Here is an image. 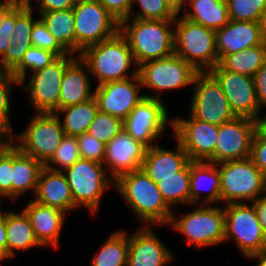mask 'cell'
<instances>
[{
	"instance_id": "ab89813d",
	"label": "cell",
	"mask_w": 266,
	"mask_h": 266,
	"mask_svg": "<svg viewBox=\"0 0 266 266\" xmlns=\"http://www.w3.org/2000/svg\"><path fill=\"white\" fill-rule=\"evenodd\" d=\"M132 3H138L140 10L129 18L175 20L177 15L164 0H133Z\"/></svg>"
},
{
	"instance_id": "9c48e42d",
	"label": "cell",
	"mask_w": 266,
	"mask_h": 266,
	"mask_svg": "<svg viewBox=\"0 0 266 266\" xmlns=\"http://www.w3.org/2000/svg\"><path fill=\"white\" fill-rule=\"evenodd\" d=\"M225 238L232 239L244 257L266 247V235L251 203L225 204Z\"/></svg>"
},
{
	"instance_id": "94428289",
	"label": "cell",
	"mask_w": 266,
	"mask_h": 266,
	"mask_svg": "<svg viewBox=\"0 0 266 266\" xmlns=\"http://www.w3.org/2000/svg\"><path fill=\"white\" fill-rule=\"evenodd\" d=\"M263 31H264V39H266V16H265V20L263 23Z\"/></svg>"
},
{
	"instance_id": "60d3db41",
	"label": "cell",
	"mask_w": 266,
	"mask_h": 266,
	"mask_svg": "<svg viewBox=\"0 0 266 266\" xmlns=\"http://www.w3.org/2000/svg\"><path fill=\"white\" fill-rule=\"evenodd\" d=\"M31 0L21 1L15 6V26L11 37L17 40H31L34 22Z\"/></svg>"
},
{
	"instance_id": "83f0119b",
	"label": "cell",
	"mask_w": 266,
	"mask_h": 266,
	"mask_svg": "<svg viewBox=\"0 0 266 266\" xmlns=\"http://www.w3.org/2000/svg\"><path fill=\"white\" fill-rule=\"evenodd\" d=\"M7 258L14 257L17 250L28 251L35 246H42L35 236L26 213L6 212Z\"/></svg>"
},
{
	"instance_id": "5bb4252c",
	"label": "cell",
	"mask_w": 266,
	"mask_h": 266,
	"mask_svg": "<svg viewBox=\"0 0 266 266\" xmlns=\"http://www.w3.org/2000/svg\"><path fill=\"white\" fill-rule=\"evenodd\" d=\"M167 112L161 99L144 97L123 120V130L147 148L157 145L153 142L162 137L168 123L172 128Z\"/></svg>"
},
{
	"instance_id": "836d02e7",
	"label": "cell",
	"mask_w": 266,
	"mask_h": 266,
	"mask_svg": "<svg viewBox=\"0 0 266 266\" xmlns=\"http://www.w3.org/2000/svg\"><path fill=\"white\" fill-rule=\"evenodd\" d=\"M190 171L191 161L174 176L161 179V182L157 183L163 199L170 207L174 204L190 203Z\"/></svg>"
},
{
	"instance_id": "5b68a950",
	"label": "cell",
	"mask_w": 266,
	"mask_h": 266,
	"mask_svg": "<svg viewBox=\"0 0 266 266\" xmlns=\"http://www.w3.org/2000/svg\"><path fill=\"white\" fill-rule=\"evenodd\" d=\"M223 204L253 202L266 192V176L250 159L218 164Z\"/></svg>"
},
{
	"instance_id": "74e56055",
	"label": "cell",
	"mask_w": 266,
	"mask_h": 266,
	"mask_svg": "<svg viewBox=\"0 0 266 266\" xmlns=\"http://www.w3.org/2000/svg\"><path fill=\"white\" fill-rule=\"evenodd\" d=\"M122 130V119L98 110L87 133L106 145Z\"/></svg>"
},
{
	"instance_id": "d4e9b609",
	"label": "cell",
	"mask_w": 266,
	"mask_h": 266,
	"mask_svg": "<svg viewBox=\"0 0 266 266\" xmlns=\"http://www.w3.org/2000/svg\"><path fill=\"white\" fill-rule=\"evenodd\" d=\"M87 64L76 55L67 66L61 81L59 109L83 103L94 97L87 74Z\"/></svg>"
},
{
	"instance_id": "4316f807",
	"label": "cell",
	"mask_w": 266,
	"mask_h": 266,
	"mask_svg": "<svg viewBox=\"0 0 266 266\" xmlns=\"http://www.w3.org/2000/svg\"><path fill=\"white\" fill-rule=\"evenodd\" d=\"M16 136L12 134L13 142V171H12V200H16L27 190H32L33 195L37 189L40 173L45 165L34 159L32 156L24 154L15 145Z\"/></svg>"
},
{
	"instance_id": "c3c4849f",
	"label": "cell",
	"mask_w": 266,
	"mask_h": 266,
	"mask_svg": "<svg viewBox=\"0 0 266 266\" xmlns=\"http://www.w3.org/2000/svg\"><path fill=\"white\" fill-rule=\"evenodd\" d=\"M15 26V7L5 16L0 25V59L4 56Z\"/></svg>"
},
{
	"instance_id": "cb8c5ba5",
	"label": "cell",
	"mask_w": 266,
	"mask_h": 266,
	"mask_svg": "<svg viewBox=\"0 0 266 266\" xmlns=\"http://www.w3.org/2000/svg\"><path fill=\"white\" fill-rule=\"evenodd\" d=\"M176 142L175 150L164 149L158 144L147 148L141 170L154 183L174 176L190 161L182 145Z\"/></svg>"
},
{
	"instance_id": "8d00e7d4",
	"label": "cell",
	"mask_w": 266,
	"mask_h": 266,
	"mask_svg": "<svg viewBox=\"0 0 266 266\" xmlns=\"http://www.w3.org/2000/svg\"><path fill=\"white\" fill-rule=\"evenodd\" d=\"M80 158L81 155L77 138L65 135L61 140L60 146L53 157L45 164V167L53 171L63 172L65 169L75 164Z\"/></svg>"
},
{
	"instance_id": "6da1fadb",
	"label": "cell",
	"mask_w": 266,
	"mask_h": 266,
	"mask_svg": "<svg viewBox=\"0 0 266 266\" xmlns=\"http://www.w3.org/2000/svg\"><path fill=\"white\" fill-rule=\"evenodd\" d=\"M114 187L144 226L169 224L172 208L163 199L157 184L141 169L119 176Z\"/></svg>"
},
{
	"instance_id": "8992f818",
	"label": "cell",
	"mask_w": 266,
	"mask_h": 266,
	"mask_svg": "<svg viewBox=\"0 0 266 266\" xmlns=\"http://www.w3.org/2000/svg\"><path fill=\"white\" fill-rule=\"evenodd\" d=\"M197 209L176 220L173 213L168 225L187 237L188 244L195 248L218 245L225 238L224 206L202 204Z\"/></svg>"
},
{
	"instance_id": "d6986e66",
	"label": "cell",
	"mask_w": 266,
	"mask_h": 266,
	"mask_svg": "<svg viewBox=\"0 0 266 266\" xmlns=\"http://www.w3.org/2000/svg\"><path fill=\"white\" fill-rule=\"evenodd\" d=\"M147 147L134 140L122 130L106 144L103 164L110 170V177L115 181L119 176L141 169Z\"/></svg>"
},
{
	"instance_id": "30bf717a",
	"label": "cell",
	"mask_w": 266,
	"mask_h": 266,
	"mask_svg": "<svg viewBox=\"0 0 266 266\" xmlns=\"http://www.w3.org/2000/svg\"><path fill=\"white\" fill-rule=\"evenodd\" d=\"M75 55L87 47L114 36L120 23L97 0L82 2L73 7Z\"/></svg>"
},
{
	"instance_id": "bcb514c9",
	"label": "cell",
	"mask_w": 266,
	"mask_h": 266,
	"mask_svg": "<svg viewBox=\"0 0 266 266\" xmlns=\"http://www.w3.org/2000/svg\"><path fill=\"white\" fill-rule=\"evenodd\" d=\"M104 8L119 22L133 15V0H98Z\"/></svg>"
},
{
	"instance_id": "ee69618b",
	"label": "cell",
	"mask_w": 266,
	"mask_h": 266,
	"mask_svg": "<svg viewBox=\"0 0 266 266\" xmlns=\"http://www.w3.org/2000/svg\"><path fill=\"white\" fill-rule=\"evenodd\" d=\"M76 138L82 159L103 164L106 151V145L103 142L96 140L87 132L76 136Z\"/></svg>"
},
{
	"instance_id": "91938a15",
	"label": "cell",
	"mask_w": 266,
	"mask_h": 266,
	"mask_svg": "<svg viewBox=\"0 0 266 266\" xmlns=\"http://www.w3.org/2000/svg\"><path fill=\"white\" fill-rule=\"evenodd\" d=\"M5 259L8 258L5 256L4 252L0 249V262L4 261Z\"/></svg>"
},
{
	"instance_id": "7c38bea8",
	"label": "cell",
	"mask_w": 266,
	"mask_h": 266,
	"mask_svg": "<svg viewBox=\"0 0 266 266\" xmlns=\"http://www.w3.org/2000/svg\"><path fill=\"white\" fill-rule=\"evenodd\" d=\"M192 85V117L218 126L236 117L220 83L209 71L198 72Z\"/></svg>"
},
{
	"instance_id": "4dcf8cb0",
	"label": "cell",
	"mask_w": 266,
	"mask_h": 266,
	"mask_svg": "<svg viewBox=\"0 0 266 266\" xmlns=\"http://www.w3.org/2000/svg\"><path fill=\"white\" fill-rule=\"evenodd\" d=\"M57 42L69 53L75 54L73 8L43 12L39 17Z\"/></svg>"
},
{
	"instance_id": "6125c7cd",
	"label": "cell",
	"mask_w": 266,
	"mask_h": 266,
	"mask_svg": "<svg viewBox=\"0 0 266 266\" xmlns=\"http://www.w3.org/2000/svg\"><path fill=\"white\" fill-rule=\"evenodd\" d=\"M76 4L82 3V2H91V1H97V0H74Z\"/></svg>"
},
{
	"instance_id": "816d5d0a",
	"label": "cell",
	"mask_w": 266,
	"mask_h": 266,
	"mask_svg": "<svg viewBox=\"0 0 266 266\" xmlns=\"http://www.w3.org/2000/svg\"><path fill=\"white\" fill-rule=\"evenodd\" d=\"M261 227L266 235V192L252 202Z\"/></svg>"
},
{
	"instance_id": "f35d334b",
	"label": "cell",
	"mask_w": 266,
	"mask_h": 266,
	"mask_svg": "<svg viewBox=\"0 0 266 266\" xmlns=\"http://www.w3.org/2000/svg\"><path fill=\"white\" fill-rule=\"evenodd\" d=\"M19 85L20 81L15 79L10 71L0 69V129L13 134L10 122V109H11V85Z\"/></svg>"
},
{
	"instance_id": "6f0895ef",
	"label": "cell",
	"mask_w": 266,
	"mask_h": 266,
	"mask_svg": "<svg viewBox=\"0 0 266 266\" xmlns=\"http://www.w3.org/2000/svg\"><path fill=\"white\" fill-rule=\"evenodd\" d=\"M247 258L258 261L256 266H266V247L260 252L251 254Z\"/></svg>"
},
{
	"instance_id": "3957f363",
	"label": "cell",
	"mask_w": 266,
	"mask_h": 266,
	"mask_svg": "<svg viewBox=\"0 0 266 266\" xmlns=\"http://www.w3.org/2000/svg\"><path fill=\"white\" fill-rule=\"evenodd\" d=\"M79 56L87 64L89 73L97 79V86L138 76V66L129 43L120 31L109 39L85 48ZM133 65L134 71L129 75L128 71Z\"/></svg>"
},
{
	"instance_id": "e0dca14e",
	"label": "cell",
	"mask_w": 266,
	"mask_h": 266,
	"mask_svg": "<svg viewBox=\"0 0 266 266\" xmlns=\"http://www.w3.org/2000/svg\"><path fill=\"white\" fill-rule=\"evenodd\" d=\"M255 134L254 119L235 117L219 126L214 150V163L250 158Z\"/></svg>"
},
{
	"instance_id": "681fc988",
	"label": "cell",
	"mask_w": 266,
	"mask_h": 266,
	"mask_svg": "<svg viewBox=\"0 0 266 266\" xmlns=\"http://www.w3.org/2000/svg\"><path fill=\"white\" fill-rule=\"evenodd\" d=\"M256 96L259 102V107H266V62L256 72L254 76Z\"/></svg>"
},
{
	"instance_id": "e7e4bbea",
	"label": "cell",
	"mask_w": 266,
	"mask_h": 266,
	"mask_svg": "<svg viewBox=\"0 0 266 266\" xmlns=\"http://www.w3.org/2000/svg\"><path fill=\"white\" fill-rule=\"evenodd\" d=\"M1 205V203H0ZM4 214V212H2V210L0 209V217Z\"/></svg>"
},
{
	"instance_id": "4fadbf2b",
	"label": "cell",
	"mask_w": 266,
	"mask_h": 266,
	"mask_svg": "<svg viewBox=\"0 0 266 266\" xmlns=\"http://www.w3.org/2000/svg\"><path fill=\"white\" fill-rule=\"evenodd\" d=\"M74 54L58 57L50 65L32 73L25 88L30 93L31 105L36 113H56L59 110L61 81Z\"/></svg>"
},
{
	"instance_id": "9a60e30c",
	"label": "cell",
	"mask_w": 266,
	"mask_h": 266,
	"mask_svg": "<svg viewBox=\"0 0 266 266\" xmlns=\"http://www.w3.org/2000/svg\"><path fill=\"white\" fill-rule=\"evenodd\" d=\"M172 120L173 134L189 160L214 163L219 126L200 121L191 115L188 119L175 117Z\"/></svg>"
},
{
	"instance_id": "7bdbcfd3",
	"label": "cell",
	"mask_w": 266,
	"mask_h": 266,
	"mask_svg": "<svg viewBox=\"0 0 266 266\" xmlns=\"http://www.w3.org/2000/svg\"><path fill=\"white\" fill-rule=\"evenodd\" d=\"M13 142L0 153V197L12 199Z\"/></svg>"
},
{
	"instance_id": "d590c367",
	"label": "cell",
	"mask_w": 266,
	"mask_h": 266,
	"mask_svg": "<svg viewBox=\"0 0 266 266\" xmlns=\"http://www.w3.org/2000/svg\"><path fill=\"white\" fill-rule=\"evenodd\" d=\"M228 14L232 21H252L264 23L266 0H226Z\"/></svg>"
},
{
	"instance_id": "7a4b0ae2",
	"label": "cell",
	"mask_w": 266,
	"mask_h": 266,
	"mask_svg": "<svg viewBox=\"0 0 266 266\" xmlns=\"http://www.w3.org/2000/svg\"><path fill=\"white\" fill-rule=\"evenodd\" d=\"M173 26L174 20L128 18L120 23L119 31L126 37L139 67L174 54Z\"/></svg>"
},
{
	"instance_id": "ffe728a7",
	"label": "cell",
	"mask_w": 266,
	"mask_h": 266,
	"mask_svg": "<svg viewBox=\"0 0 266 266\" xmlns=\"http://www.w3.org/2000/svg\"><path fill=\"white\" fill-rule=\"evenodd\" d=\"M174 255L161 242L150 226L129 233L127 266H166Z\"/></svg>"
},
{
	"instance_id": "484cf974",
	"label": "cell",
	"mask_w": 266,
	"mask_h": 266,
	"mask_svg": "<svg viewBox=\"0 0 266 266\" xmlns=\"http://www.w3.org/2000/svg\"><path fill=\"white\" fill-rule=\"evenodd\" d=\"M201 190L209 191L206 197L201 202ZM200 200V202H199ZM217 202L221 203L220 194V173L218 164L191 161L190 171V204H207L215 205Z\"/></svg>"
},
{
	"instance_id": "9f6ffc18",
	"label": "cell",
	"mask_w": 266,
	"mask_h": 266,
	"mask_svg": "<svg viewBox=\"0 0 266 266\" xmlns=\"http://www.w3.org/2000/svg\"><path fill=\"white\" fill-rule=\"evenodd\" d=\"M170 8L176 13L181 14L184 8H187L186 0H164ZM183 8V9H182Z\"/></svg>"
},
{
	"instance_id": "f5cc1de1",
	"label": "cell",
	"mask_w": 266,
	"mask_h": 266,
	"mask_svg": "<svg viewBox=\"0 0 266 266\" xmlns=\"http://www.w3.org/2000/svg\"><path fill=\"white\" fill-rule=\"evenodd\" d=\"M0 249L7 257L6 213L0 217Z\"/></svg>"
},
{
	"instance_id": "d6a6232c",
	"label": "cell",
	"mask_w": 266,
	"mask_h": 266,
	"mask_svg": "<svg viewBox=\"0 0 266 266\" xmlns=\"http://www.w3.org/2000/svg\"><path fill=\"white\" fill-rule=\"evenodd\" d=\"M128 251L127 231L114 232L92 258L91 266H127Z\"/></svg>"
},
{
	"instance_id": "f546056e",
	"label": "cell",
	"mask_w": 266,
	"mask_h": 266,
	"mask_svg": "<svg viewBox=\"0 0 266 266\" xmlns=\"http://www.w3.org/2000/svg\"><path fill=\"white\" fill-rule=\"evenodd\" d=\"M97 112L98 105L93 97L86 102L59 109L55 114L61 118V115L65 114L61 120L64 133L76 137L88 131Z\"/></svg>"
},
{
	"instance_id": "52a82bcc",
	"label": "cell",
	"mask_w": 266,
	"mask_h": 266,
	"mask_svg": "<svg viewBox=\"0 0 266 266\" xmlns=\"http://www.w3.org/2000/svg\"><path fill=\"white\" fill-rule=\"evenodd\" d=\"M103 165L80 158L63 171L71 188L74 204L78 208L86 207L93 214L99 209L105 191L110 185H114V180L107 176Z\"/></svg>"
},
{
	"instance_id": "b9f144b4",
	"label": "cell",
	"mask_w": 266,
	"mask_h": 266,
	"mask_svg": "<svg viewBox=\"0 0 266 266\" xmlns=\"http://www.w3.org/2000/svg\"><path fill=\"white\" fill-rule=\"evenodd\" d=\"M31 45L41 49H46L55 53L58 57L68 55L69 53L57 42L54 36L49 32L44 22L38 18L31 31Z\"/></svg>"
},
{
	"instance_id": "f907efd6",
	"label": "cell",
	"mask_w": 266,
	"mask_h": 266,
	"mask_svg": "<svg viewBox=\"0 0 266 266\" xmlns=\"http://www.w3.org/2000/svg\"><path fill=\"white\" fill-rule=\"evenodd\" d=\"M40 14L56 10L72 9L75 6L74 0H37Z\"/></svg>"
},
{
	"instance_id": "8fae6325",
	"label": "cell",
	"mask_w": 266,
	"mask_h": 266,
	"mask_svg": "<svg viewBox=\"0 0 266 266\" xmlns=\"http://www.w3.org/2000/svg\"><path fill=\"white\" fill-rule=\"evenodd\" d=\"M198 71L176 54L169 57L148 61L138 67L142 87L156 90L155 96L147 98L161 99L159 91L187 87L194 82Z\"/></svg>"
},
{
	"instance_id": "7402d4cb",
	"label": "cell",
	"mask_w": 266,
	"mask_h": 266,
	"mask_svg": "<svg viewBox=\"0 0 266 266\" xmlns=\"http://www.w3.org/2000/svg\"><path fill=\"white\" fill-rule=\"evenodd\" d=\"M34 201L38 204L60 209L67 213L78 208L74 204L71 188L61 171L44 167L40 173Z\"/></svg>"
},
{
	"instance_id": "db71d44e",
	"label": "cell",
	"mask_w": 266,
	"mask_h": 266,
	"mask_svg": "<svg viewBox=\"0 0 266 266\" xmlns=\"http://www.w3.org/2000/svg\"><path fill=\"white\" fill-rule=\"evenodd\" d=\"M19 3L17 0H0V25L5 16Z\"/></svg>"
},
{
	"instance_id": "7dc6e473",
	"label": "cell",
	"mask_w": 266,
	"mask_h": 266,
	"mask_svg": "<svg viewBox=\"0 0 266 266\" xmlns=\"http://www.w3.org/2000/svg\"><path fill=\"white\" fill-rule=\"evenodd\" d=\"M250 159L266 176V139L260 138L256 133L252 140Z\"/></svg>"
},
{
	"instance_id": "ba28073f",
	"label": "cell",
	"mask_w": 266,
	"mask_h": 266,
	"mask_svg": "<svg viewBox=\"0 0 266 266\" xmlns=\"http://www.w3.org/2000/svg\"><path fill=\"white\" fill-rule=\"evenodd\" d=\"M65 136L61 117L55 113H36L15 146L44 165L53 157Z\"/></svg>"
},
{
	"instance_id": "f1b7e54d",
	"label": "cell",
	"mask_w": 266,
	"mask_h": 266,
	"mask_svg": "<svg viewBox=\"0 0 266 266\" xmlns=\"http://www.w3.org/2000/svg\"><path fill=\"white\" fill-rule=\"evenodd\" d=\"M183 17L207 28L218 30L230 22L226 0H186Z\"/></svg>"
},
{
	"instance_id": "277c9868",
	"label": "cell",
	"mask_w": 266,
	"mask_h": 266,
	"mask_svg": "<svg viewBox=\"0 0 266 266\" xmlns=\"http://www.w3.org/2000/svg\"><path fill=\"white\" fill-rule=\"evenodd\" d=\"M178 17L174 20V54L198 72L210 71L219 64L215 30Z\"/></svg>"
},
{
	"instance_id": "680465c9",
	"label": "cell",
	"mask_w": 266,
	"mask_h": 266,
	"mask_svg": "<svg viewBox=\"0 0 266 266\" xmlns=\"http://www.w3.org/2000/svg\"><path fill=\"white\" fill-rule=\"evenodd\" d=\"M11 141H12V135L0 129V153Z\"/></svg>"
},
{
	"instance_id": "e575fe53",
	"label": "cell",
	"mask_w": 266,
	"mask_h": 266,
	"mask_svg": "<svg viewBox=\"0 0 266 266\" xmlns=\"http://www.w3.org/2000/svg\"><path fill=\"white\" fill-rule=\"evenodd\" d=\"M57 58L58 56L52 51L31 46L11 73L15 79L20 81L21 85H24L28 69H31L30 73L36 72L50 65Z\"/></svg>"
},
{
	"instance_id": "11a10c76",
	"label": "cell",
	"mask_w": 266,
	"mask_h": 266,
	"mask_svg": "<svg viewBox=\"0 0 266 266\" xmlns=\"http://www.w3.org/2000/svg\"><path fill=\"white\" fill-rule=\"evenodd\" d=\"M259 112L254 118L255 133L263 139H266V116L263 118L259 117Z\"/></svg>"
},
{
	"instance_id": "2e32d148",
	"label": "cell",
	"mask_w": 266,
	"mask_h": 266,
	"mask_svg": "<svg viewBox=\"0 0 266 266\" xmlns=\"http://www.w3.org/2000/svg\"><path fill=\"white\" fill-rule=\"evenodd\" d=\"M209 72L220 83L236 117L254 119L262 110L256 96L254 77L224 70L219 64Z\"/></svg>"
},
{
	"instance_id": "ac0fdd59",
	"label": "cell",
	"mask_w": 266,
	"mask_h": 266,
	"mask_svg": "<svg viewBox=\"0 0 266 266\" xmlns=\"http://www.w3.org/2000/svg\"><path fill=\"white\" fill-rule=\"evenodd\" d=\"M141 88L143 87L139 75L126 80L111 81L96 86L94 97L98 110L124 120L145 97L139 94Z\"/></svg>"
},
{
	"instance_id": "1f68e13d",
	"label": "cell",
	"mask_w": 266,
	"mask_h": 266,
	"mask_svg": "<svg viewBox=\"0 0 266 266\" xmlns=\"http://www.w3.org/2000/svg\"><path fill=\"white\" fill-rule=\"evenodd\" d=\"M265 63L264 42L241 52L232 53L224 56L219 65L224 69L234 73H239L254 77L256 72Z\"/></svg>"
},
{
	"instance_id": "be15d7a7",
	"label": "cell",
	"mask_w": 266,
	"mask_h": 266,
	"mask_svg": "<svg viewBox=\"0 0 266 266\" xmlns=\"http://www.w3.org/2000/svg\"><path fill=\"white\" fill-rule=\"evenodd\" d=\"M264 48H265V62H266V39H264Z\"/></svg>"
},
{
	"instance_id": "603a6c76",
	"label": "cell",
	"mask_w": 266,
	"mask_h": 266,
	"mask_svg": "<svg viewBox=\"0 0 266 266\" xmlns=\"http://www.w3.org/2000/svg\"><path fill=\"white\" fill-rule=\"evenodd\" d=\"M29 217L31 226L39 243L43 246L56 247L64 224L66 212L38 204L31 200L22 209Z\"/></svg>"
},
{
	"instance_id": "44dd1931",
	"label": "cell",
	"mask_w": 266,
	"mask_h": 266,
	"mask_svg": "<svg viewBox=\"0 0 266 266\" xmlns=\"http://www.w3.org/2000/svg\"><path fill=\"white\" fill-rule=\"evenodd\" d=\"M215 32L218 61L226 55L241 52L264 42L261 22L230 20L228 25Z\"/></svg>"
},
{
	"instance_id": "f6af8a7d",
	"label": "cell",
	"mask_w": 266,
	"mask_h": 266,
	"mask_svg": "<svg viewBox=\"0 0 266 266\" xmlns=\"http://www.w3.org/2000/svg\"><path fill=\"white\" fill-rule=\"evenodd\" d=\"M31 46V40H17L11 37L5 54L0 59V69L11 72L21 62L23 55Z\"/></svg>"
}]
</instances>
